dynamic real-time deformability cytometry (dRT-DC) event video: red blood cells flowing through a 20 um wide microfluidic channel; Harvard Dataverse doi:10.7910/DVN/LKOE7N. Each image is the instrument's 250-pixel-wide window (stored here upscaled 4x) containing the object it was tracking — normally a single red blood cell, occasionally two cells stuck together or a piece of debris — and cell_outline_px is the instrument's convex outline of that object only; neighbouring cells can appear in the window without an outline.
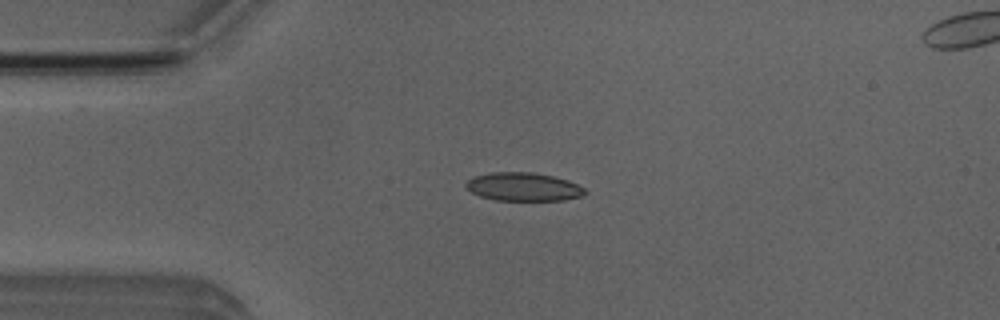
{"species": "Egyptian fruit bat (a non-hibernating species)", "species_latin": "Rousettus aegyptiacus", "temperature_condition": "room temperature", "stored_images_in_passage": 52, "segment_of_instrument_passage": [1, 2], "camera_frame_rate_fps": 3000, "um_per_image_px": 0.085, "animal": {"sex": "male"}, "frame": {"image": 1, "passage_image": 11, "time_ms": 3.333, "image_size_px": [1000, 320], "cell_outline_px": [[588, 192], [580, 196], [564, 200], [496, 200], [480, 196], [472, 192], [464, 184], [472, 176], [492, 172], [532, 172], [552, 176], [568, 180], [584, 188]], "centroid_in_image_um": [44.47, 15.87], "position_along_channel_um": 40.5, "area_um2": 19.59}}
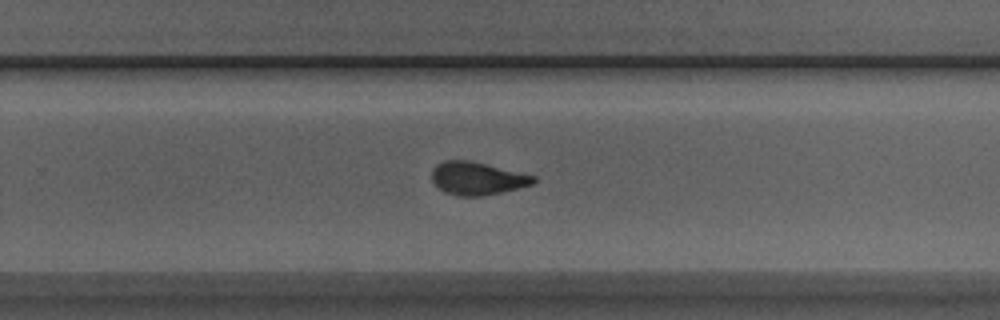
{"frame": {"image": 2, "passage_image": 32, "time_ms": 10.333, "image_size_px": [1000, 320], "cell_outline_px": [[536, 180], [532, 184], [500, 192], [480, 196], [456, 196], [444, 192], [436, 188], [432, 180], [432, 172], [436, 164], [444, 160], [468, 160], [536, 176]], "centroid_in_image_um": [40.5, 15.17], "position_along_channel_um": 289.3, "area_um2": 19.36}}
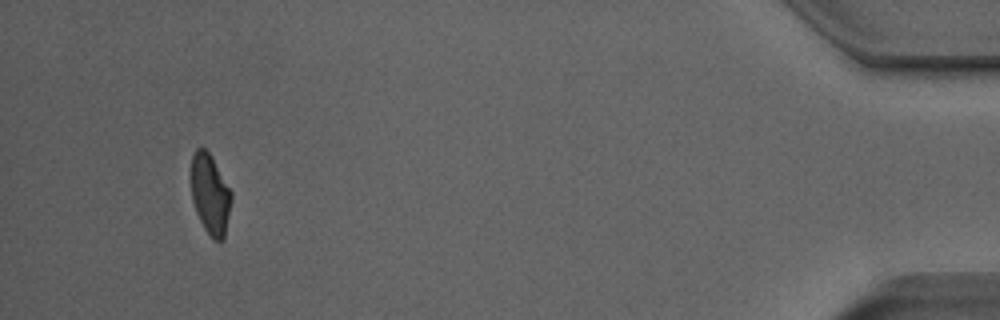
{"frame": {"image": 3, "passage_image": 48, "time_ms": 15.667, "image_size_px": [1000, 320], "cell_outline_px": [[232, 200], [224, 240], [212, 240], [204, 228], [196, 212], [192, 200], [192, 156], [196, 148], [204, 148], [212, 156], [232, 192]], "centroid_in_image_um": [17.89, 16.53], "position_along_channel_um": 417.3, "area_um2": 18.84}}